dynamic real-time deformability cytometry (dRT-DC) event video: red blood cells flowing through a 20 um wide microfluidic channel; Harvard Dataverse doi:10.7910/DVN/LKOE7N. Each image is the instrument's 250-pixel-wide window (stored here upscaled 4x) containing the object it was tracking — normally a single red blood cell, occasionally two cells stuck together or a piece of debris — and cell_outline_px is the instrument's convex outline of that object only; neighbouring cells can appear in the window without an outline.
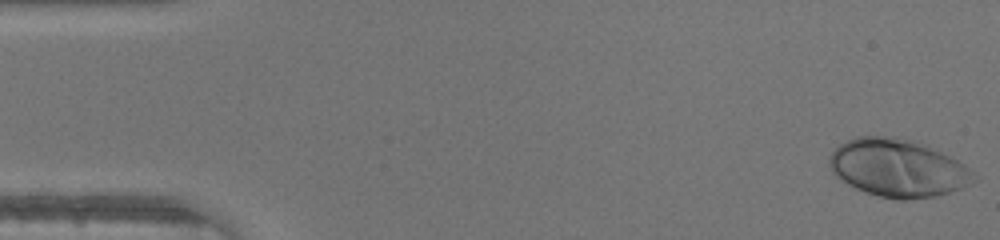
{"species": "human", "species_latin": "Homo sapiens", "temperature_condition": "warm", "stored_images_in_passage": 46, "camera_frame_rate_fps": 3000, "um_per_image_px": 0.085, "donor": {"sex": "male"}, "frame": {"image": 1, "passage_image": 1, "time_ms": 0.0, "image_size_px": [1000, 240], "cell_outline_px": [[980, 180], [960, 188], [936, 196], [908, 200], [896, 200], [880, 196], [856, 188], [848, 184], [836, 176], [832, 172], [828, 164], [828, 160], [832, 152], [840, 144], [856, 136], [896, 136], [916, 140], [928, 144], [964, 164]], "centroid_in_image_um": [76.34, 14.26], "position_along_channel_um": 8.7, "area_um2": 48.96}}
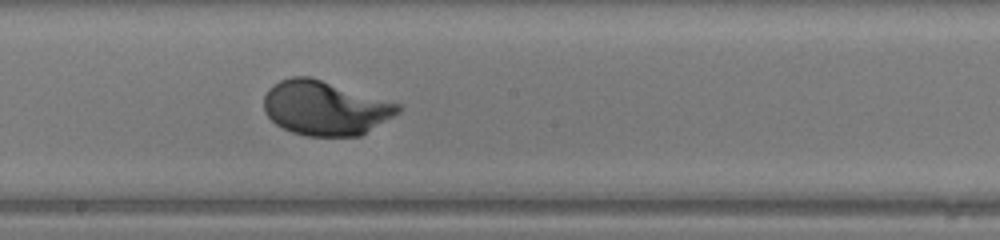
{"frame": {"image": 2, "passage_image": 25, "time_ms": 8.0, "image_size_px": [1000, 240], "cell_outline_px": [[404, 108], [400, 112], [360, 136], [304, 136], [292, 132], [276, 124], [264, 112], [264, 96], [268, 88], [272, 84], [280, 80], [292, 76], [312, 76], [400, 104]], "centroid_in_image_um": [27.62, 9.17], "position_along_channel_um": 220.6, "area_um2": 42.77}}
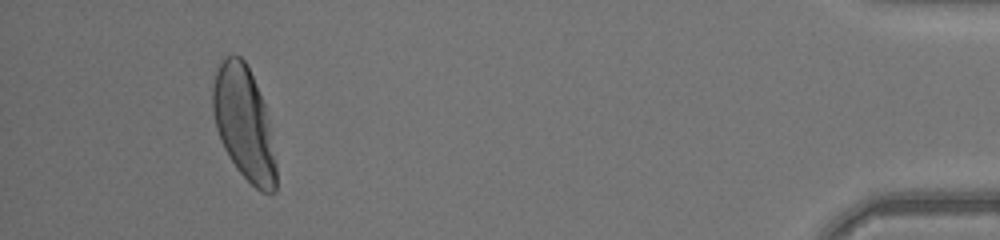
{"frame": {"image": 3, "passage_image": 43, "time_ms": 14.0, "image_size_px": [1000, 240], "cell_outline_px": [[276, 192], [260, 192], [236, 168], [228, 156], [220, 140], [216, 128], [212, 112], [212, 88], [216, 68], [228, 56], [240, 56], [244, 60], [256, 84], [264, 104], [276, 160]], "centroid_in_image_um": [20.72, 10.5], "position_along_channel_um": 414.5, "area_um2": 41.38}}